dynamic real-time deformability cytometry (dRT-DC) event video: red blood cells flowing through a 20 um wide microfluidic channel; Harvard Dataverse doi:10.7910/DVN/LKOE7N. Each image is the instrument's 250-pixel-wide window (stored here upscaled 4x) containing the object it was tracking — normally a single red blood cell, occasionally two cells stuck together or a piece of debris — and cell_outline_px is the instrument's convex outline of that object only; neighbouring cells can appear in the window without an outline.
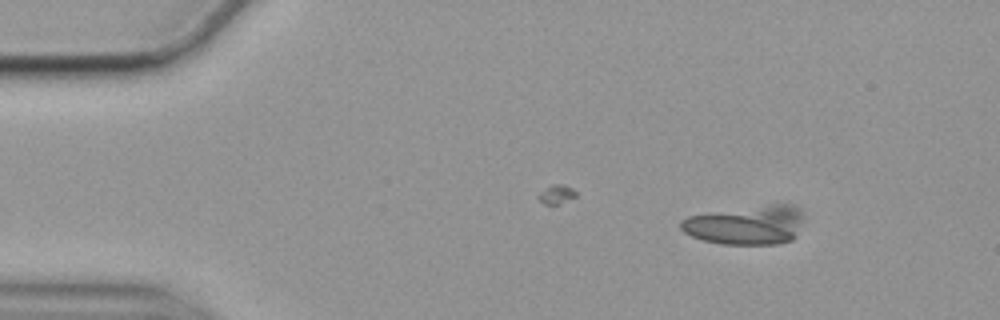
{"species": "common noctule bat (a hibernating species)", "species_latin": "Nyctalus noctula", "temperature_condition": "cold", "stored_images_in_passage": 7, "camera_frame_rate_fps": 3000, "um_per_image_px": 0.085, "animal": {"sex": "female", "body_mass_g": 19.9}, "frame": {"image": 1, "passage_image": 1, "time_ms": 0.0, "image_size_px": [1000, 320], "cell_outline_px": [[800, 224], [796, 236], [792, 240], [780, 244], [720, 244], [704, 240], [692, 236], [684, 232], [680, 228], [680, 220], [688, 216], [712, 212], [776, 204], [788, 204], [796, 208], [800, 212]], "centroid_in_image_um": [63.38, 19.15], "position_along_channel_um": 21.6, "area_um2": 27.51}}